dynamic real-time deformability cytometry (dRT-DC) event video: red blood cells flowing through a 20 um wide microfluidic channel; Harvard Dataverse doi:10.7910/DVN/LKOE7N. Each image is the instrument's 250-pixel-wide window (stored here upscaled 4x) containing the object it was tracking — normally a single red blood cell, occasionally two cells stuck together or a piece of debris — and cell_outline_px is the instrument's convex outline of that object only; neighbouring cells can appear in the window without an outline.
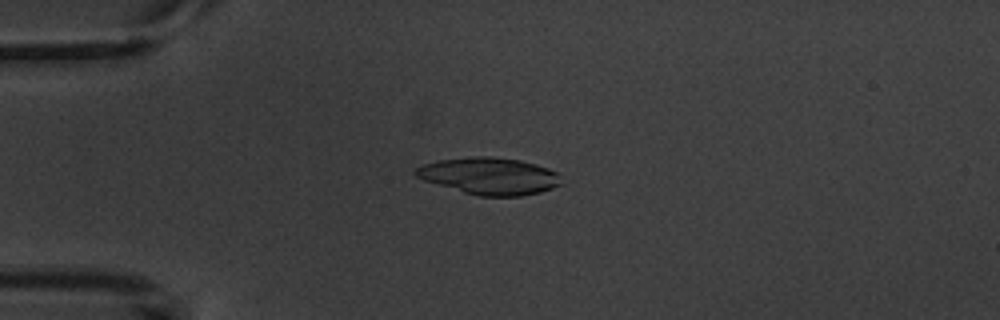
{"species": "common noctule bat (a hibernating species)", "species_latin": "Nyctalus noctula", "temperature_condition": "warm", "stored_images_in_passage": 4, "camera_frame_rate_fps": 3000, "um_per_image_px": 0.085, "animal": {"sex": "male", "body_mass_g": 20.1, "forearm_length_mm": 53.5}, "frame": {"image": 1, "passage_image": 3, "time_ms": 2.333, "image_size_px": [1000, 320], "cell_outline_px": [[564, 184], [540, 192], [520, 196], [480, 196], [464, 192], [424, 180], [416, 176], [412, 172], [416, 168], [424, 164], [440, 160], [472, 156], [492, 156], [520, 160], [536, 164], [548, 168], [556, 172]], "centroid_in_image_um": [41.63, 14.95], "position_along_channel_um": 43.4, "area_um2": 31.27}}